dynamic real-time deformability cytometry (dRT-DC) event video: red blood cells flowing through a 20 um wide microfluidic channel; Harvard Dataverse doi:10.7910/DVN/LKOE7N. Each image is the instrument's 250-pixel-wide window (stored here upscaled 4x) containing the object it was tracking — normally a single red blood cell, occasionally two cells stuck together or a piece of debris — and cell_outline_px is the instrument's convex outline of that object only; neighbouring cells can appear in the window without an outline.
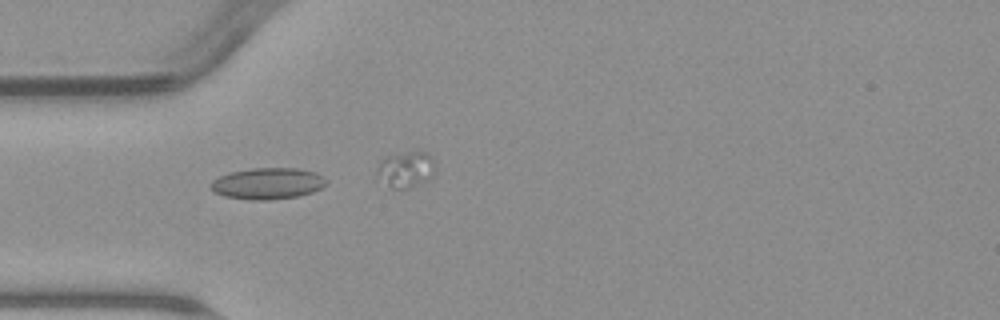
{"species": "common noctule bat (a hibernating species)", "species_latin": "Nyctalus noctula", "temperature_condition": "warm", "stored_images_in_passage": 3, "camera_frame_rate_fps": 3000, "um_per_image_px": 0.085, "animal": {"sex": "male", "body_mass_g": 23.1, "forearm_length_mm": 52.7}, "frame": {"image": 1, "passage_image": 1, "time_ms": 0.0, "image_size_px": [1000, 320], "cell_outline_px": [[328, 184], [312, 192], [296, 196], [268, 200], [252, 200], [224, 196], [216, 192], [212, 188], [212, 180], [220, 176], [232, 172], [252, 168], [296, 168], [316, 172], [328, 180]], "centroid_in_image_um": [22.8, 15.59], "position_along_channel_um": 62.2, "area_um2": 20.92}}
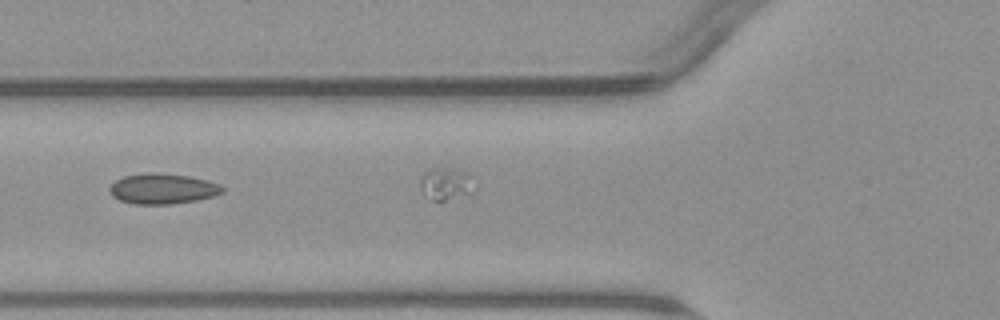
{"frame": {"image": 2, "passage_image": 2, "time_ms": 1.333, "image_size_px": [1000, 320], "cell_outline_px": [[224, 192], [212, 196], [196, 200], [172, 204], [136, 204], [120, 200], [112, 196], [108, 188], [116, 180], [124, 176], [148, 172], [152, 172], [188, 176], [208, 180], [220, 184], [224, 188]], "centroid_in_image_um": [13.83, 16.04], "position_along_channel_um": 112.0, "area_um2": 19.94}}